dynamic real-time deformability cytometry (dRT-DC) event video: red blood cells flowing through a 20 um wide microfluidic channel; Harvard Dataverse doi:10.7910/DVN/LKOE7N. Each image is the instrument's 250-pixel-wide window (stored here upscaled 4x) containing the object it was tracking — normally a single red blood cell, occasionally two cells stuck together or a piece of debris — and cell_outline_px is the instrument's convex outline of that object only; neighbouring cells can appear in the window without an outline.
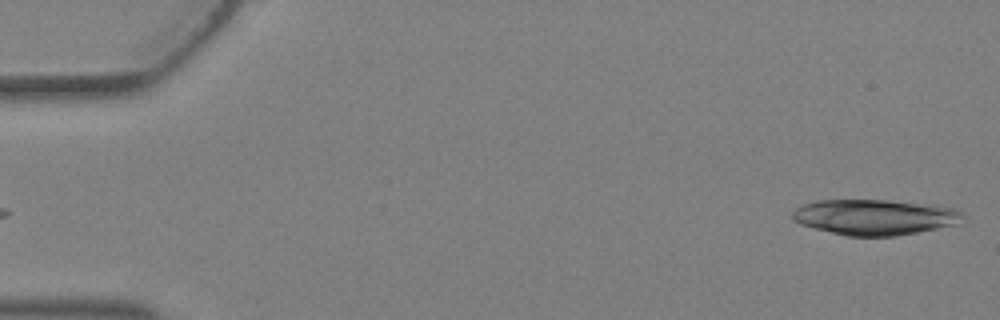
{"species": "Egyptian fruit bat (a non-hibernating species)", "species_latin": "Rousettus aegyptiacus", "temperature_condition": "warm", "stored_images_in_passage": 5, "segment_of_instrument_passage": [2, 2], "camera_frame_rate_fps": 3000, "um_per_image_px": 0.085, "animal": {"sex": "female"}, "frame": {"image": 1, "passage_image": 5, "time_ms": 1.333, "image_size_px": [1000, 320], "cell_outline_px": [[960, 212], [956, 224], [896, 236], [848, 236], [812, 228], [800, 224], [792, 220], [792, 212], [800, 204], [816, 200], [884, 200], [936, 204], [952, 208]], "centroid_in_image_um": [74.24, 18.44], "position_along_channel_um": 10.8, "area_um2": 35.14}}